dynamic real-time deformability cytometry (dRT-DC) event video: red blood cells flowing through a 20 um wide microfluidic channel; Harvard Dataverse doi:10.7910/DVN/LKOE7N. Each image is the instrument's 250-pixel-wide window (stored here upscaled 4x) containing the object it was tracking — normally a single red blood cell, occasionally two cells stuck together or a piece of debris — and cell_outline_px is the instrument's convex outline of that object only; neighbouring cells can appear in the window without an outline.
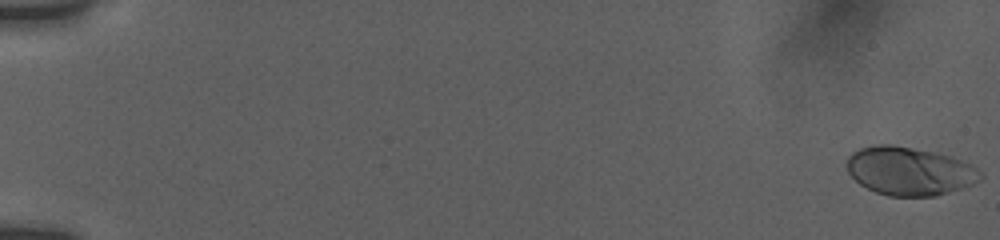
{"species": "human", "species_latin": "Homo sapiens", "temperature_condition": "room temperature", "stored_images_in_passage": 27, "camera_frame_rate_fps": 3000, "um_per_image_px": 0.085, "donor": {"sex": "female"}, "frame": {"image": 1, "passage_image": 1, "time_ms": 0.0, "image_size_px": [1000, 240], "cell_outline_px": [[984, 176], [980, 180], [972, 184], [936, 196], [888, 196], [876, 192], [860, 184], [848, 172], [848, 156], [852, 152], [860, 148], [876, 144], [892, 144], [936, 152], [952, 156], [976, 168]], "centroid_in_image_um": [77.3, 14.53], "position_along_channel_um": 7.7, "area_um2": 37.51}}
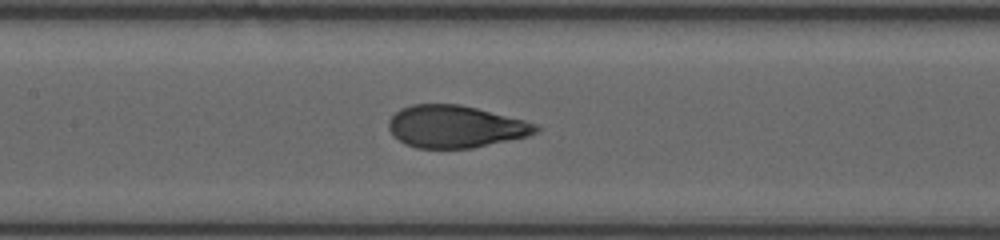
{"frame": {"image": 2, "passage_image": 15, "time_ms": 9.333, "image_size_px": [1000, 240], "cell_outline_px": [[540, 128], [536, 132], [528, 136], [472, 148], [416, 148], [404, 144], [392, 136], [388, 128], [388, 120], [400, 108], [412, 104], [460, 104], [524, 120], [536, 124]], "centroid_in_image_um": [38.66, 10.76], "position_along_channel_um": 168.7, "area_um2": 36.3}}
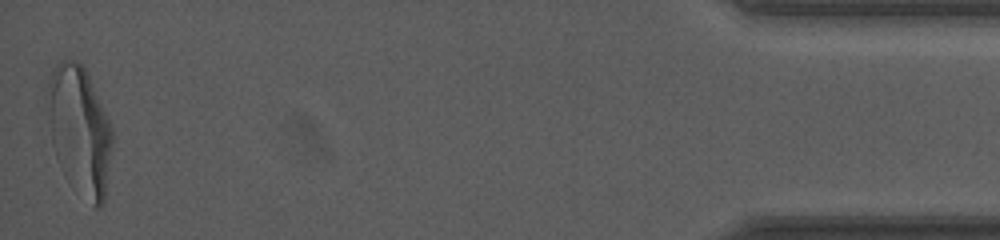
{"frame": {"image": 3, "passage_image": 27, "time_ms": 18.333, "image_size_px": [1000, 240], "cell_outline_px": [[112, 144], [104, 204], [100, 208], [96, 208], [52, 144], [48, 84], [52, 72], [56, 64], [60, 60], [68, 60], [80, 64], [84, 68], [88, 76], [112, 128]], "centroid_in_image_um": [6.83, 10.93], "position_along_channel_um": 428.4, "area_um2": 44.74}, "authors_computed_cell_mechanics": {"area_um2": 37.1076, "velocity_mm_per_s": 3.7844, "shape_relaxation_time_tau1_ms": 3.8285, "shape_relaxation_time_tau2_ms": null, "deformation_change_tau1": 0.1971, "deformation_change_tau2": null}}